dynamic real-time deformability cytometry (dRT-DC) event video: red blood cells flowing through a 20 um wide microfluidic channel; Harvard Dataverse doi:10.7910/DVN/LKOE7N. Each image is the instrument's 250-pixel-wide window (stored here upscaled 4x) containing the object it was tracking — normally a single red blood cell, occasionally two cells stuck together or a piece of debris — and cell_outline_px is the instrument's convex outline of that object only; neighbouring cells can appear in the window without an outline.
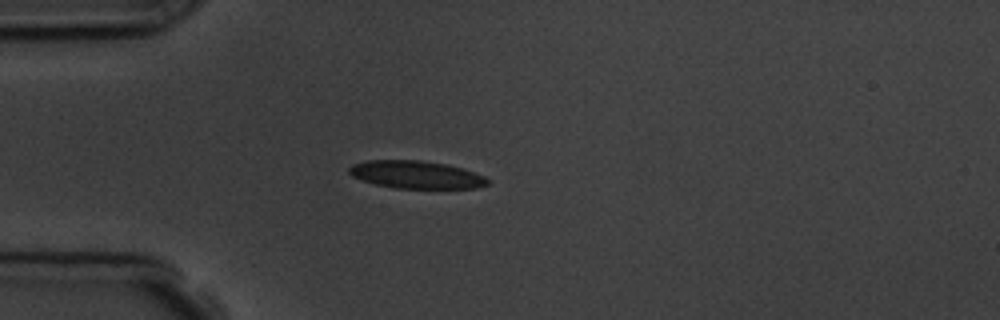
{"species": "common noctule bat (a hibernating species)", "species_latin": "Nyctalus noctula", "temperature_condition": "room temperature", "stored_images_in_passage": 3, "camera_frame_rate_fps": 3000, "um_per_image_px": 0.085, "animal": {"sex": "male", "body_mass_g": 19.5, "forearm_length_mm": 54.6}, "frame": {"image": 1, "passage_image": 1, "time_ms": 0.0, "image_size_px": [1000, 320], "cell_outline_px": [[492, 180], [488, 184], [476, 188], [396, 188], [376, 184], [360, 180], [352, 176], [348, 172], [348, 168], [352, 164], [368, 160], [416, 160], [448, 164], [464, 168], [484, 176]], "centroid_in_image_um": [35.38, 14.84], "position_along_channel_um": 49.6, "area_um2": 22.48}}